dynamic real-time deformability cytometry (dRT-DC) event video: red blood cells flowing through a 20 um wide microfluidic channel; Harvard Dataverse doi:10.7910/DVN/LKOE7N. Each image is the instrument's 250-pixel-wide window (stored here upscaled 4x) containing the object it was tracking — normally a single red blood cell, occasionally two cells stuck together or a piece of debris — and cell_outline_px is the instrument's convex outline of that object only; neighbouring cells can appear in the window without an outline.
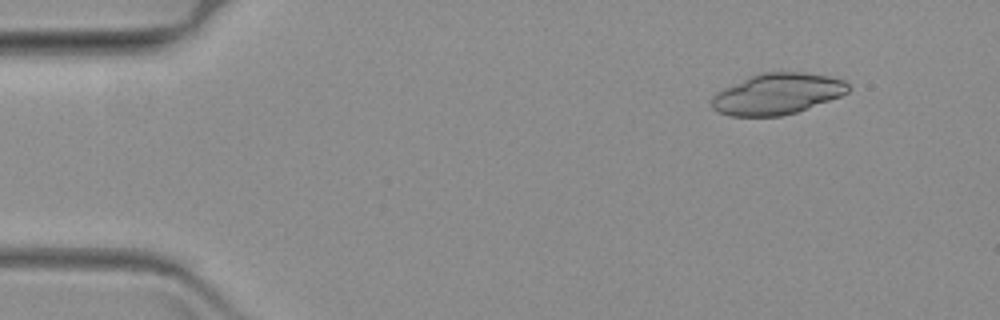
{"species": "common noctule bat (a hibernating species)", "species_latin": "Nyctalus noctula", "temperature_condition": "warm", "stored_images_in_passage": 25, "camera_frame_rate_fps": 3000, "um_per_image_px": 0.085, "animal": {"sex": "female", "body_mass_g": 19.3, "forearm_length_mm": 54.1}, "frame": {"image": 1, "passage_image": 1, "time_ms": 0.0, "image_size_px": [1000, 320], "cell_outline_px": [[852, 88], [848, 92], [840, 96], [796, 112], [780, 116], [728, 116], [712, 108], [712, 96], [760, 72], [800, 72], [828, 76], [844, 80]], "centroid_in_image_um": [66.12, 7.99], "position_along_channel_um": 18.9, "area_um2": 32.02}}